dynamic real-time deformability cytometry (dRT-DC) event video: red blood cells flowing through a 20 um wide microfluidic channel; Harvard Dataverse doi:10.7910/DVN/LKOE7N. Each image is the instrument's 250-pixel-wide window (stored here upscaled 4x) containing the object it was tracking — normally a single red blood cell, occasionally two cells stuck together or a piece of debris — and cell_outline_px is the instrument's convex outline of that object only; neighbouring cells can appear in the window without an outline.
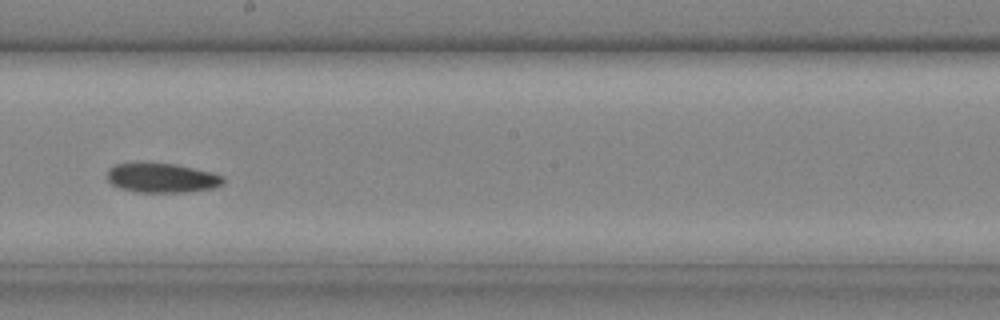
{"species": "common noctule bat (a hibernating species)", "species_latin": "Nyctalus noctula", "temperature_condition": "cold", "stored_images_in_passage": 29, "camera_frame_rate_fps": 3000, "um_per_image_px": 0.085, "animal": {"sex": "male", "body_mass_g": 20.4}, "frame": {"image": 1, "passage_image": 17, "time_ms": 5.333, "image_size_px": [1000, 320], "cell_outline_px": [[224, 184], [216, 188], [188, 192], [136, 192], [120, 188], [112, 184], [108, 180], [108, 168], [112, 164], [132, 160], [140, 160], [176, 164], [212, 172], [224, 176]], "centroid_in_image_um": [13.72, 15.07], "position_along_channel_um": 234.5, "area_um2": 20.92}}